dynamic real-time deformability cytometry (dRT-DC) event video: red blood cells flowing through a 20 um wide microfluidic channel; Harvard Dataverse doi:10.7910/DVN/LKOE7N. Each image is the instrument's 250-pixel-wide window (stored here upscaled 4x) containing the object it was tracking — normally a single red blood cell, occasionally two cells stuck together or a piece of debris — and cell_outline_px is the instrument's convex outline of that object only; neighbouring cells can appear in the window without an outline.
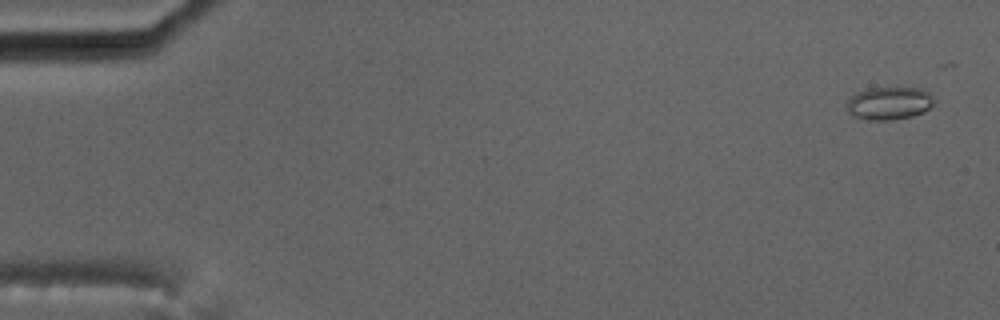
{"species": "common noctule bat (a hibernating species)", "species_latin": "Nyctalus noctula", "temperature_condition": "cold", "stored_images_in_passage": 7, "camera_frame_rate_fps": 3000, "um_per_image_px": 0.085, "animal": {"sex": "male", "body_mass_g": 17.5, "forearm_length_mm": 52.3}, "frame": {"image": 1, "passage_image": 1, "time_ms": 0.0, "image_size_px": [1000, 320], "cell_outline_px": [[932, 104], [924, 112], [912, 116], [892, 120], [872, 120], [852, 116], [844, 108], [844, 104], [852, 96], [868, 88], [896, 84], [920, 88], [928, 92], [932, 96]], "centroid_in_image_um": [75.55, 8.73], "position_along_channel_um": 9.5, "area_um2": 17.4}}
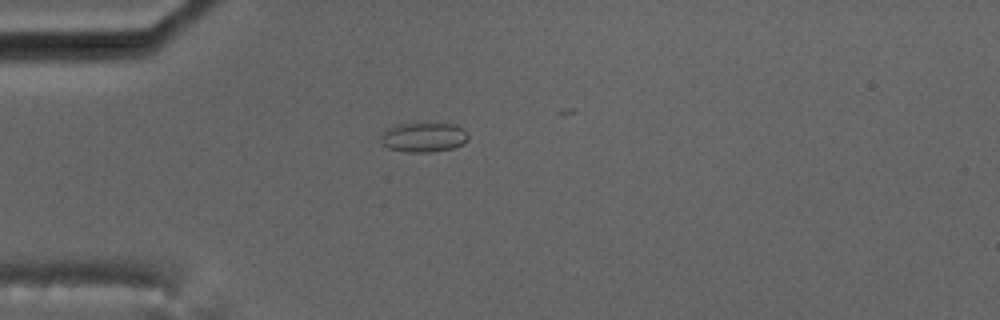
{"frame": {"image": 2, "passage_image": 4, "time_ms": 4.667, "image_size_px": [1000, 320], "cell_outline_px": [[468, 140], [464, 144], [452, 148], [428, 152], [404, 152], [388, 148], [380, 144], [380, 132], [384, 128], [392, 124], [412, 120], [448, 120], [464, 128], [468, 136]], "centroid_in_image_um": [35.97, 11.55], "position_along_channel_um": 49.0, "area_um2": 16.88}}